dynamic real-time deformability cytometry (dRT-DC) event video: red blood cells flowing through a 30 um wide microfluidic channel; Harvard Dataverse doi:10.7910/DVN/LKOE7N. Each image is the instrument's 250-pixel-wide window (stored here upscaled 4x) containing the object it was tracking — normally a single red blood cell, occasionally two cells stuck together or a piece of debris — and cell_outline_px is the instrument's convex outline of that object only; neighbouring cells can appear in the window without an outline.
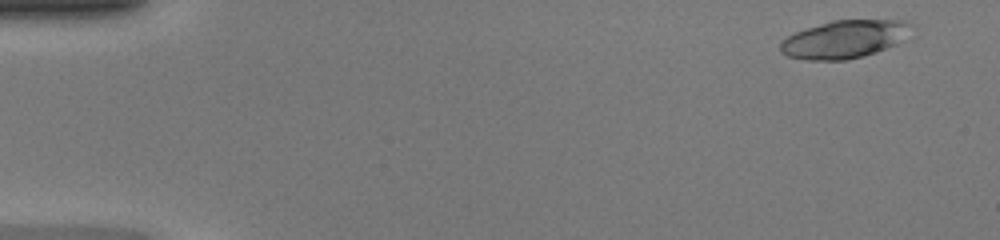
{"species": "common noctule bat (a hibernating species)", "species_latin": "Nyctalus noctula", "temperature_condition": "warm", "stored_images_in_passage": 47, "camera_frame_rate_fps": 3000, "um_per_image_px": 0.085, "animal": {"sex": "female", "body_mass_g": 20.0, "forearm_length_mm": 54.0}, "frame": {"image": 1, "passage_image": 3, "time_ms": 0.667, "image_size_px": [1000, 240], "cell_outline_px": [[916, 24], [904, 40], [896, 44], [876, 52], [864, 56], [848, 60], [804, 60], [788, 56], [780, 52], [780, 44], [788, 36], [796, 32], [832, 20], [904, 20]], "centroid_in_image_um": [71.84, 3.34], "position_along_channel_um": 13.2, "area_um2": 29.07}}